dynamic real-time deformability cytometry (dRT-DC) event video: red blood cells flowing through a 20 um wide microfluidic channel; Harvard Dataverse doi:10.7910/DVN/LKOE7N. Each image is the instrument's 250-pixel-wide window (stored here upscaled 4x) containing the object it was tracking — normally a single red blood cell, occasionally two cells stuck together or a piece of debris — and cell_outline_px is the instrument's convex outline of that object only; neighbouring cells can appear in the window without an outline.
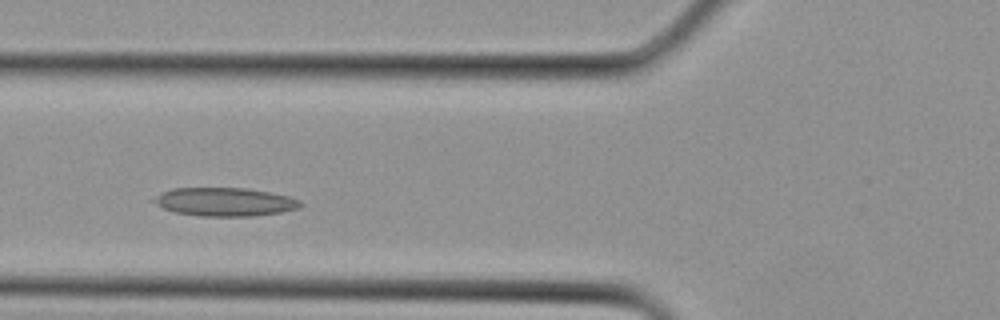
{"species": "Egyptian fruit bat (a non-hibernating species)", "species_latin": "Rousettus aegyptiacus", "temperature_condition": "cold", "stored_images_in_passage": 25, "camera_frame_rate_fps": 3000, "um_per_image_px": 0.085, "animal": {"sex": "female"}, "frame": {"image": 1, "passage_image": 6, "time_ms": 1.667, "image_size_px": [1000, 320], "cell_outline_px": [[304, 204], [300, 208], [280, 212], [256, 216], [200, 216], [172, 212], [148, 200], [160, 192], [172, 188], [248, 188], [288, 196], [300, 200]], "centroid_in_image_um": [19.06, 17.16], "position_along_channel_um": 106.7, "area_um2": 24.62}}
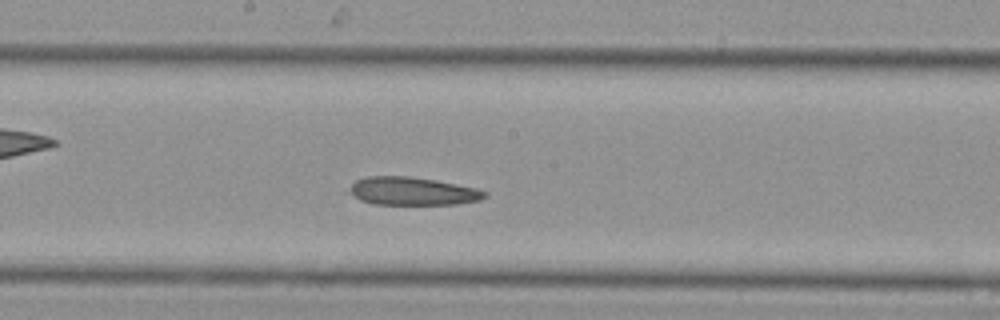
{"frame": {"image": 2, "passage_image": 11, "time_ms": 3.333, "image_size_px": [1000, 320], "cell_outline_px": [[488, 196], [480, 200], [456, 204], [372, 204], [360, 200], [344, 192], [356, 180], [368, 176], [408, 176], [436, 180], [476, 188], [488, 192]], "centroid_in_image_um": [35.02, 16.25], "position_along_channel_um": 213.2, "area_um2": 22.37}}
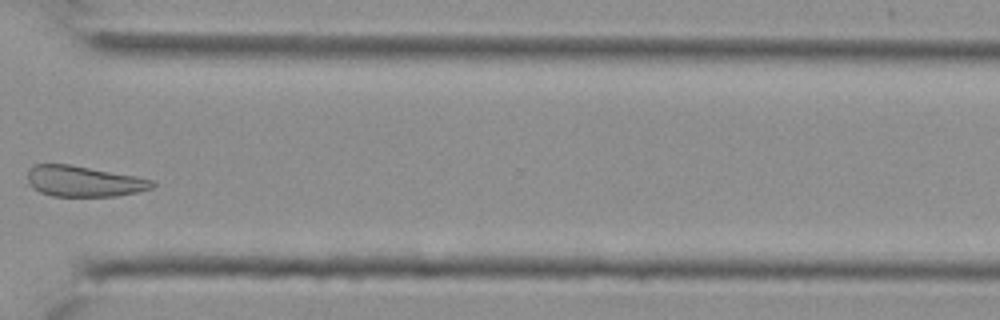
{"frame": {"image": 3, "passage_image": 18, "time_ms": 5.667, "image_size_px": [1000, 320], "cell_outline_px": [[156, 184], [152, 188], [136, 192], [116, 196], [52, 196], [40, 192], [32, 188], [28, 184], [28, 172], [36, 164], [68, 164], [136, 176], [156, 180]], "centroid_in_image_um": [7.14, 15.41], "position_along_channel_um": 363.5, "area_um2": 22.31}}